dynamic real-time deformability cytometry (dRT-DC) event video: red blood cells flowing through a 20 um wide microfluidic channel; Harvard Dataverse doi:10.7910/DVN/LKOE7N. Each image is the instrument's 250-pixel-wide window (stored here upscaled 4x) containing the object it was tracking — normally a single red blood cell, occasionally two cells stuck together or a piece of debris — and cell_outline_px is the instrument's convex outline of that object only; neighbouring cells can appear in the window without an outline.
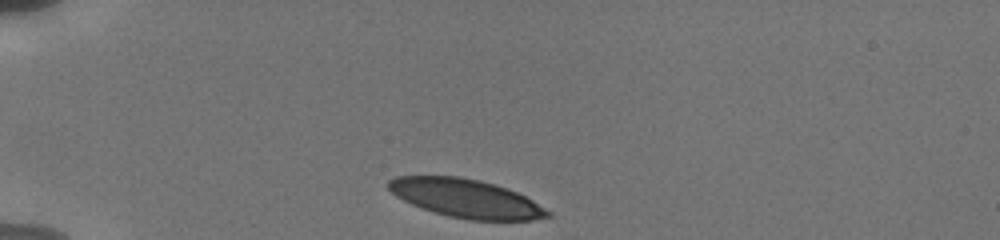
{"species": "human", "species_latin": "Homo sapiens", "temperature_condition": "cold", "stored_images_in_passage": 11, "camera_frame_rate_fps": 3000, "um_per_image_px": 0.085, "donor": {"sex": "male"}, "frame": {"image": 1, "passage_image": 1, "time_ms": 0.0, "image_size_px": [1000, 240], "cell_outline_px": [[552, 216], [532, 220], [468, 220], [448, 216], [412, 204], [396, 196], [388, 188], [388, 180], [396, 176], [460, 176], [480, 180], [496, 184], [508, 188], [532, 200], [552, 212]], "centroid_in_image_um": [39.64, 16.85], "position_along_channel_um": 45.4, "area_um2": 35.6}}
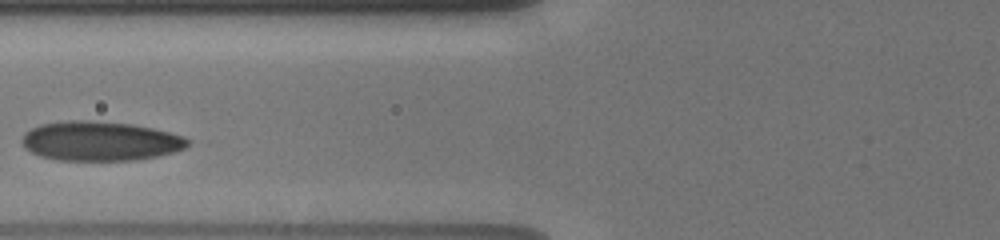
{"frame": {"image": 2, "passage_image": 7, "time_ms": 3.0, "image_size_px": [1000, 240], "cell_outline_px": [[192, 140], [184, 148], [172, 152], [156, 156], [136, 160], [56, 160], [40, 156], [24, 148], [20, 140], [24, 132], [40, 124], [68, 120], [88, 120], [132, 124], [152, 128], [184, 136]], "centroid_in_image_um": [8.48, 11.99], "position_along_channel_um": 117.3, "area_um2": 38.21}}
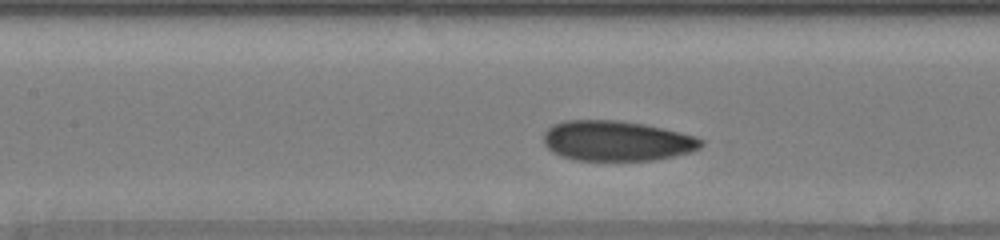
{"frame": {"image": 3, "passage_image": 10, "time_ms": 4.0, "image_size_px": [1000, 240], "cell_outline_px": [[704, 144], [700, 148], [692, 152], [652, 160], [576, 160], [560, 156], [552, 152], [544, 144], [544, 132], [552, 124], [564, 120], [620, 120], [644, 124], [680, 132], [696, 136], [704, 140]], "centroid_in_image_um": [52.42, 11.96], "position_along_channel_um": 155.0, "area_um2": 37.11}}